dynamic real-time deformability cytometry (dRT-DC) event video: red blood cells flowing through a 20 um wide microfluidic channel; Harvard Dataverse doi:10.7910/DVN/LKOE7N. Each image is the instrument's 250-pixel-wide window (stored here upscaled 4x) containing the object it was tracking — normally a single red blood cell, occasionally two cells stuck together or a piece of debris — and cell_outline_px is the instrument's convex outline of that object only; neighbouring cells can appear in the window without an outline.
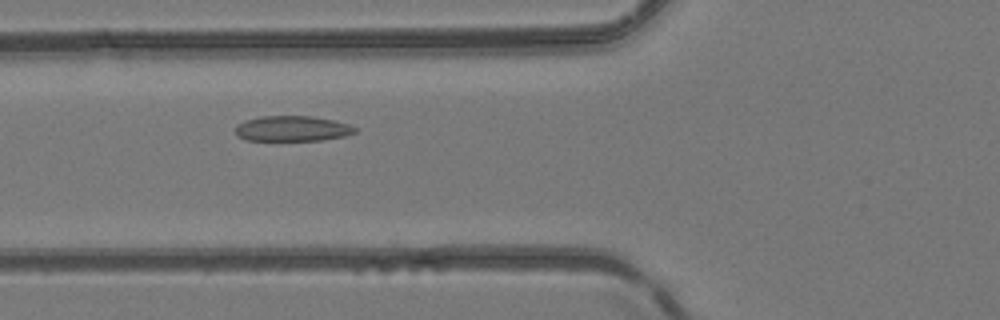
{"species": "common noctule bat (a hibernating species)", "species_latin": "Nyctalus noctula", "temperature_condition": "room temperature", "stored_images_in_passage": 5, "camera_frame_rate_fps": 3000, "um_per_image_px": 0.085, "animal": {"sex": "female", "body_mass_g": 24.6, "forearm_length_mm": 56.2}, "frame": {"image": 1, "passage_image": 4, "time_ms": 3.333, "image_size_px": [1000, 320], "cell_outline_px": [[356, 132], [344, 136], [324, 140], [248, 140], [236, 136], [236, 124], [244, 120], [260, 116], [312, 116], [332, 120], [348, 124], [356, 128]], "centroid_in_image_um": [24.81, 10.92], "position_along_channel_um": 101.0, "area_um2": 17.69}}
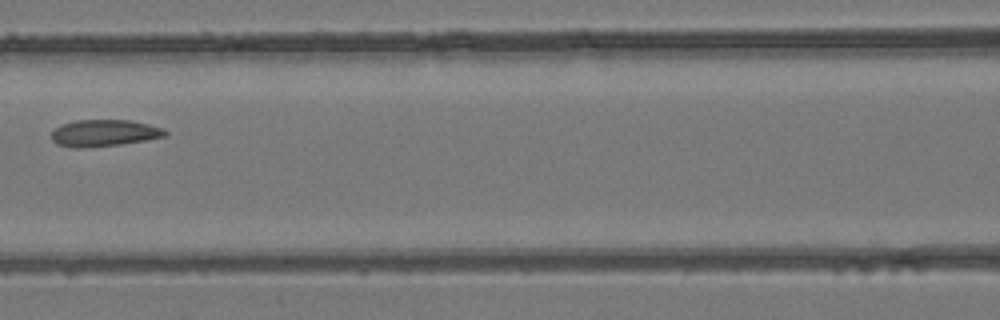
{"frame": {"image": 2, "passage_image": 5, "time_ms": 4.667, "image_size_px": [1000, 320], "cell_outline_px": [[168, 136], [148, 140], [120, 144], [84, 148], [72, 148], [56, 144], [52, 140], [52, 132], [56, 128], [64, 124], [76, 120], [132, 120], [164, 128], [168, 132]], "centroid_in_image_um": [8.9, 11.31], "position_along_channel_um": 157.7, "area_um2": 17.86}}